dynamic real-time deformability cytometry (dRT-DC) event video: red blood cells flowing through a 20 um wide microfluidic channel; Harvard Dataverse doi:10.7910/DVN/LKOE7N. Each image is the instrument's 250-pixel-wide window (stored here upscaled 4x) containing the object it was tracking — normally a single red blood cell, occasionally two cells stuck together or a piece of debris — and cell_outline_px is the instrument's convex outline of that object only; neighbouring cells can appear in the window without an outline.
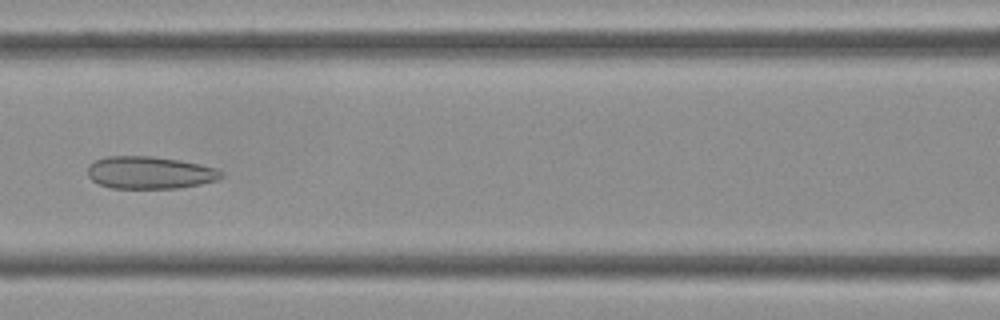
{"species": "Egyptian fruit bat (a non-hibernating species)", "species_latin": "Rousettus aegyptiacus", "temperature_condition": "cold", "stored_images_in_passage": 35, "camera_frame_rate_fps": 3000, "um_per_image_px": 0.085, "frame": {"image": 1, "passage_image": 10, "time_ms": 3.0, "image_size_px": [1000, 320], "cell_outline_px": [[224, 176], [216, 180], [200, 184], [180, 188], [112, 188], [100, 184], [92, 180], [88, 176], [88, 164], [96, 160], [108, 156], [152, 156], [180, 160], [200, 164], [216, 168], [224, 172]], "centroid_in_image_um": [12.75, 14.67], "position_along_channel_um": 153.9, "area_um2": 25.32}}
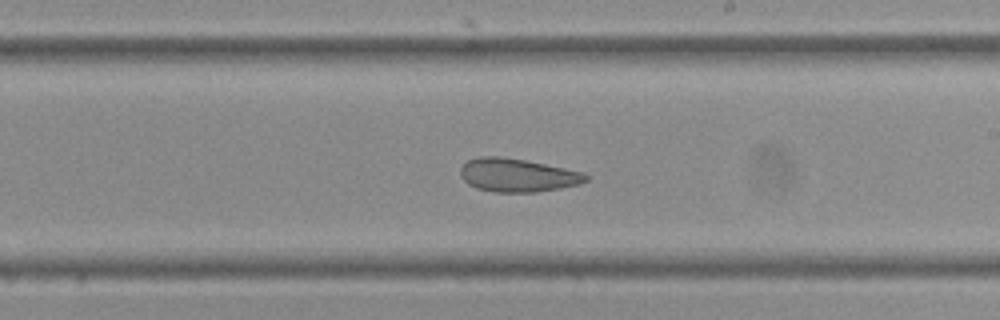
{"frame": {"image": 2, "passage_image": 16, "time_ms": 5.0, "image_size_px": [1000, 320], "cell_outline_px": [[588, 180], [580, 184], [560, 188], [536, 192], [496, 192], [476, 188], [468, 184], [460, 176], [460, 168], [468, 160], [480, 156], [500, 156], [524, 160], [584, 172], [588, 176]], "centroid_in_image_um": [43.97, 14.89], "position_along_channel_um": 245.0, "area_um2": 24.33}}
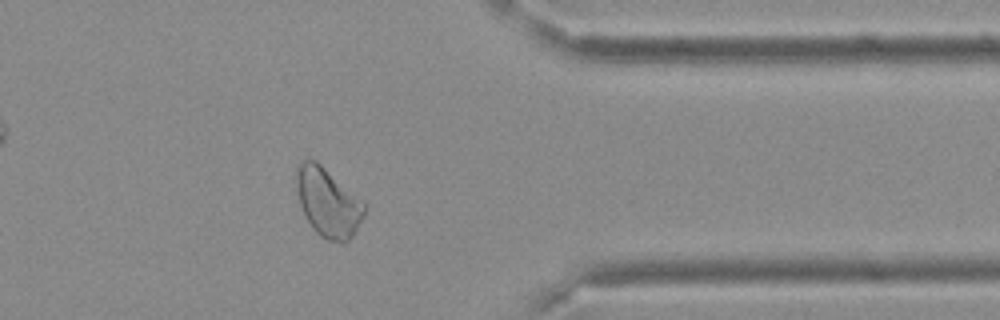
{"frame": {"image": 3, "passage_image": 26, "time_ms": 8.333, "image_size_px": [1000, 320], "cell_outline_px": [[368, 208], [356, 232], [344, 244], [328, 240], [320, 236], [312, 228], [304, 216], [300, 204], [296, 184], [296, 164], [300, 160], [316, 160], [368, 204]], "centroid_in_image_um": [27.9, 17.21], "position_along_channel_um": 383.5, "area_um2": 27.8}}